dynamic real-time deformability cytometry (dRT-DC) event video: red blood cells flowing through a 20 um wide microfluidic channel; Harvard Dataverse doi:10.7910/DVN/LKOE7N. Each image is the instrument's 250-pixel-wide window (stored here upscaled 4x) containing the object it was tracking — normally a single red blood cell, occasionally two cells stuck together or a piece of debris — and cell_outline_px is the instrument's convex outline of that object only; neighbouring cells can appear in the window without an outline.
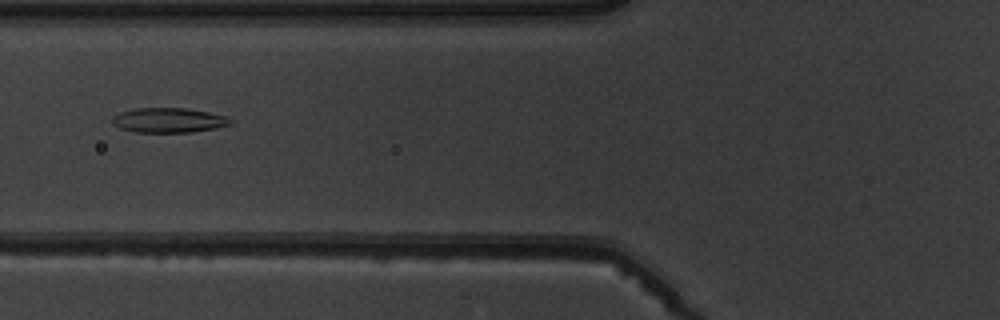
{"species": "common noctule bat (a hibernating species)", "species_latin": "Nyctalus noctula", "temperature_condition": "warm", "stored_images_in_passage": 8, "camera_frame_rate_fps": 3000, "um_per_image_px": 0.085, "animal": {"sex": "male", "body_mass_g": 19.5, "forearm_length_mm": 54.6}, "frame": {"image": 1, "passage_image": 5, "time_ms": 5.0, "image_size_px": [1000, 320], "cell_outline_px": [[232, 124], [216, 128], [192, 132], [136, 132], [120, 128], [112, 124], [112, 116], [120, 112], [136, 108], [184, 108], [208, 112], [224, 116], [232, 120]], "centroid_in_image_um": [14.31, 10.22], "position_along_channel_um": 111.5, "area_um2": 16.99}}
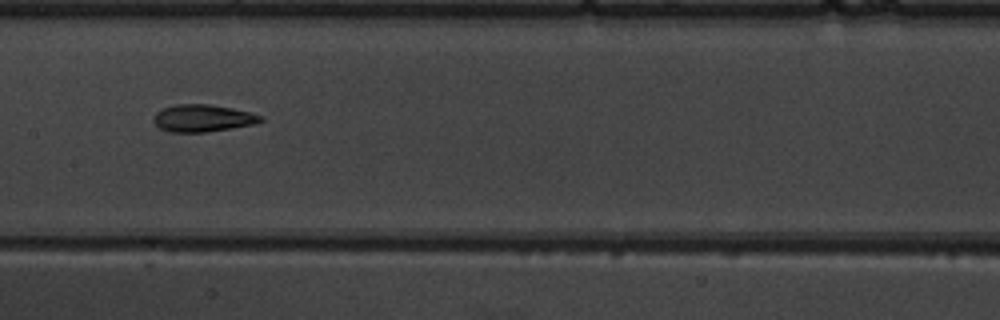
{"frame": {"image": 2, "passage_image": 7, "time_ms": 7.0, "image_size_px": [1000, 320], "cell_outline_px": [[264, 120], [252, 124], [232, 128], [204, 132], [168, 132], [160, 128], [152, 120], [156, 112], [164, 108], [176, 104], [208, 104], [232, 108], [252, 112], [264, 116]], "centroid_in_image_um": [17.24, 10.04], "position_along_channel_um": 190.2, "area_um2": 16.99}}
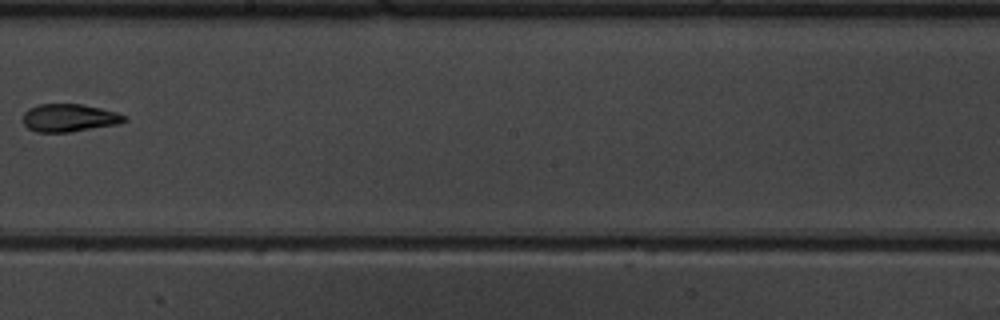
{"frame": {"image": 3, "passage_image": 8, "time_ms": 8.333, "image_size_px": [1000, 320], "cell_outline_px": [[128, 120], [120, 124], [68, 132], [36, 132], [28, 128], [24, 124], [24, 112], [28, 108], [40, 104], [80, 104], [100, 108], [116, 112], [128, 116]], "centroid_in_image_um": [5.91, 10.02], "position_along_channel_um": 242.3, "area_um2": 16.47}}